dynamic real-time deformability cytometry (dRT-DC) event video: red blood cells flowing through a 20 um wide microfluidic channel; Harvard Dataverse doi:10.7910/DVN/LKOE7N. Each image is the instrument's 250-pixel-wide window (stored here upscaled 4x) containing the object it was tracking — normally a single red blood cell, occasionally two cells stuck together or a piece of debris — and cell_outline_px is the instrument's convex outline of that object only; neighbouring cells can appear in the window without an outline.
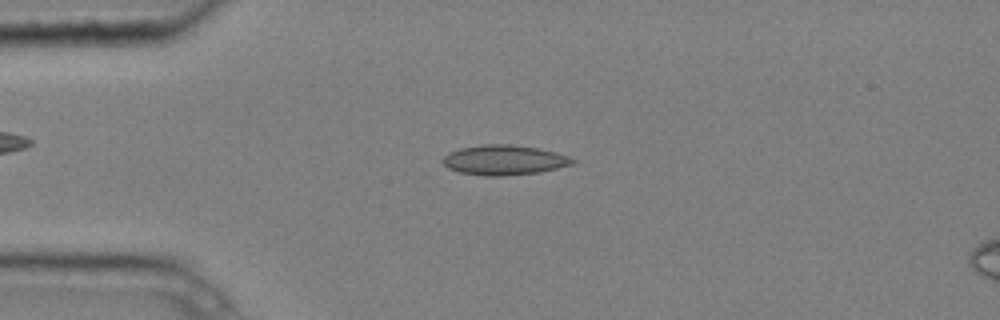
{"species": "common noctule bat (a hibernating species)", "species_latin": "Nyctalus noctula", "temperature_condition": "cold", "stored_images_in_passage": 4, "camera_frame_rate_fps": 3000, "um_per_image_px": 0.085, "animal": {"sex": "male", "body_mass_g": 20.4}, "frame": {"image": 1, "passage_image": 2, "time_ms": 0.333, "image_size_px": [1000, 320], "cell_outline_px": [[576, 160], [572, 164], [540, 172], [500, 176], [484, 176], [460, 172], [448, 168], [440, 160], [448, 152], [460, 148], [484, 144], [508, 144], [540, 148], [556, 152], [568, 156]], "centroid_in_image_um": [42.83, 13.6], "position_along_channel_um": 42.2, "area_um2": 22.66}}